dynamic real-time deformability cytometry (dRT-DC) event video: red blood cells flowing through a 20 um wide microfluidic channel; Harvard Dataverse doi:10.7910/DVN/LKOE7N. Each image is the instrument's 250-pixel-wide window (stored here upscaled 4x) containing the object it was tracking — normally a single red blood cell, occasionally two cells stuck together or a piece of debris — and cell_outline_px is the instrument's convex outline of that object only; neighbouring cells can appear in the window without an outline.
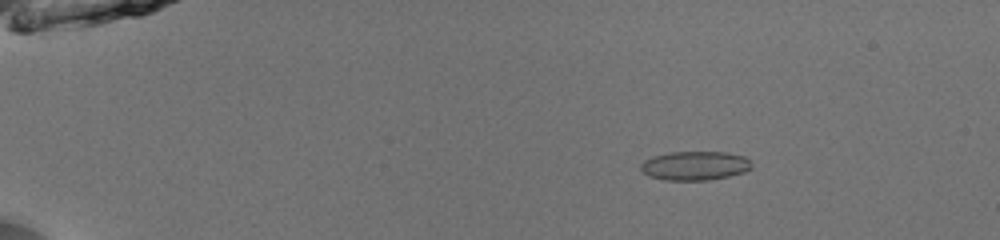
{"species": "common noctule bat (a hibernating species)", "species_latin": "Nyctalus noctula", "temperature_condition": "room temperature", "stored_images_in_passage": 52, "camera_frame_rate_fps": 3000, "um_per_image_px": 0.085, "animal": {"sex": "male", "body_mass_g": 13.0, "forearm_length_mm": 53.1}, "frame": {"image": 1, "passage_image": 10, "time_ms": 3.0, "image_size_px": [1000, 240], "cell_outline_px": [[752, 168], [744, 172], [728, 176], [708, 180], [664, 180], [648, 176], [640, 168], [640, 164], [644, 160], [652, 156], [668, 152], [724, 152], [744, 156], [752, 164]], "centroid_in_image_um": [59.04, 14.08], "position_along_channel_um": 26.0, "area_um2": 18.79}}
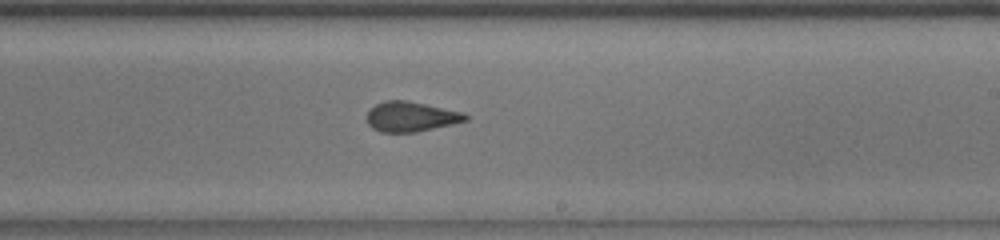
{"frame": {"image": 2, "passage_image": 34, "time_ms": 11.0, "image_size_px": [1000, 240], "cell_outline_px": [[468, 120], [452, 124], [416, 132], [380, 132], [372, 128], [368, 124], [368, 112], [376, 104], [384, 100], [408, 100], [464, 112], [468, 116]], "centroid_in_image_um": [34.95, 9.91], "position_along_channel_um": 254.1, "area_um2": 17.22}}
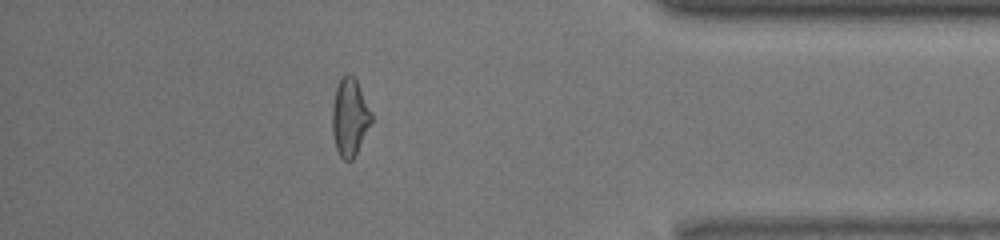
{"frame": {"image": 3, "passage_image": 47, "time_ms": 15.333, "image_size_px": [1000, 240], "cell_outline_px": [[372, 120], [352, 160], [344, 160], [340, 156], [336, 148], [332, 132], [332, 104], [336, 88], [340, 80], [348, 72], [356, 76], [372, 112]], "centroid_in_image_um": [29.73, 9.9], "position_along_channel_um": 405.5, "area_um2": 17.74}, "authors_computed_cell_mechanics": {"area_um2": 17.9469, "velocity_mm_per_s": 4.0537, "shape_relaxation_time_tau1_ms": 8.2258, "shape_relaxation_time_tau2_ms": 1.0165, "deformation_change_tau1": 0.1772, "deformation_change_tau2": 0.0532}}